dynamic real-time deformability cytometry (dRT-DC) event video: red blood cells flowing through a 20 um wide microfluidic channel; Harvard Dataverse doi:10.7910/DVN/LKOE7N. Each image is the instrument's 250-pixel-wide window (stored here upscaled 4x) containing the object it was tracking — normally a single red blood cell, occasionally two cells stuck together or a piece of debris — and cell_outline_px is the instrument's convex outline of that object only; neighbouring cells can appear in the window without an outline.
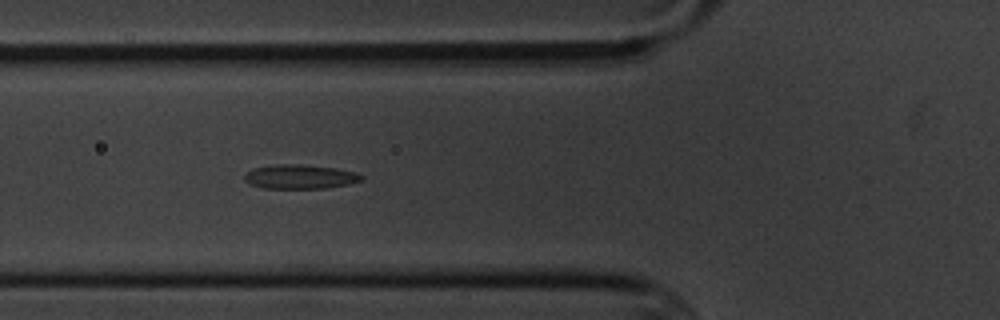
{"species": "common noctule bat (a hibernating species)", "species_latin": "Nyctalus noctula", "temperature_condition": "cold", "stored_images_in_passage": 6, "camera_frame_rate_fps": 3000, "um_per_image_px": 0.085, "animal": {"sex": "male", "body_mass_g": 20.1, "forearm_length_mm": 53.5}, "frame": {"image": 1, "passage_image": 6, "time_ms": 5.667, "image_size_px": [1000, 320], "cell_outline_px": [[364, 180], [348, 184], [328, 188], [264, 188], [248, 184], [244, 180], [244, 176], [252, 168], [276, 164], [300, 164], [336, 168], [356, 172], [364, 176]], "centroid_in_image_um": [25.51, 15.02], "position_along_channel_um": 100.3, "area_um2": 16.65}}